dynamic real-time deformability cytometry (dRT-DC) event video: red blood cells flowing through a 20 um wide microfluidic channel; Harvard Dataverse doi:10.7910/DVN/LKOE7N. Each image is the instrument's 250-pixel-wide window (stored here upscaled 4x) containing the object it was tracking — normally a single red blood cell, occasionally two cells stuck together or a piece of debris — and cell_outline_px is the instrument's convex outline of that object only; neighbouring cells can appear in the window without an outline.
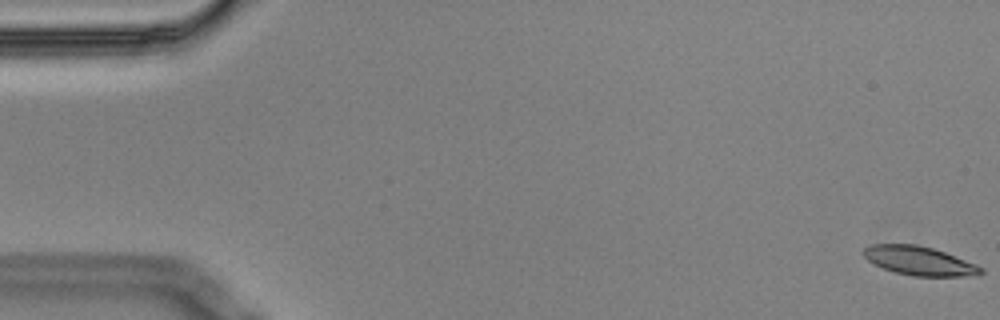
{"species": "Egyptian fruit bat (a non-hibernating species)", "species_latin": "Rousettus aegyptiacus", "temperature_condition": "cold", "stored_images_in_passage": 8, "camera_frame_rate_fps": 3000, "um_per_image_px": 0.085, "animal": {"sex": "male"}, "frame": {"image": 1, "passage_image": 1, "time_ms": 0.0, "image_size_px": [1000, 320], "cell_outline_px": [[984, 272], [964, 276], [912, 276], [896, 272], [872, 264], [860, 252], [864, 248], [872, 244], [916, 244], [932, 248], [944, 252], [976, 264], [984, 268]], "centroid_in_image_um": [78.09, 22.16], "position_along_channel_um": 6.9, "area_um2": 19.65}}
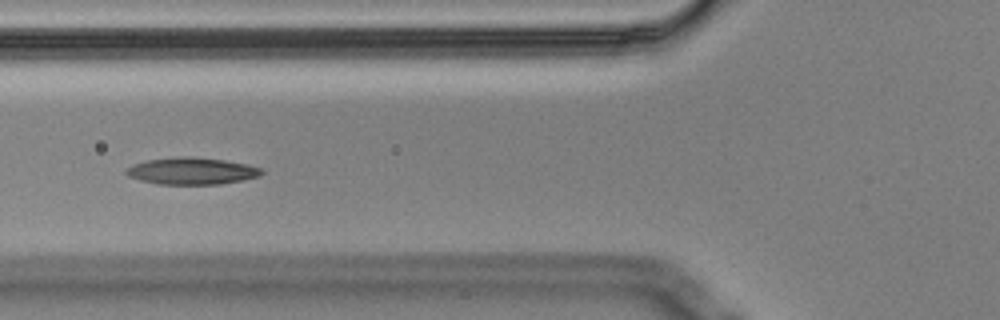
{"frame": {"image": 2, "passage_image": 7, "time_ms": 2.0, "image_size_px": [1000, 320], "cell_outline_px": [[264, 172], [260, 176], [220, 184], [156, 184], [140, 180], [128, 176], [124, 172], [132, 164], [148, 160], [184, 156], [188, 156], [224, 160], [248, 164], [260, 168]], "centroid_in_image_um": [16.29, 14.54], "position_along_channel_um": 109.5, "area_um2": 21.1}}